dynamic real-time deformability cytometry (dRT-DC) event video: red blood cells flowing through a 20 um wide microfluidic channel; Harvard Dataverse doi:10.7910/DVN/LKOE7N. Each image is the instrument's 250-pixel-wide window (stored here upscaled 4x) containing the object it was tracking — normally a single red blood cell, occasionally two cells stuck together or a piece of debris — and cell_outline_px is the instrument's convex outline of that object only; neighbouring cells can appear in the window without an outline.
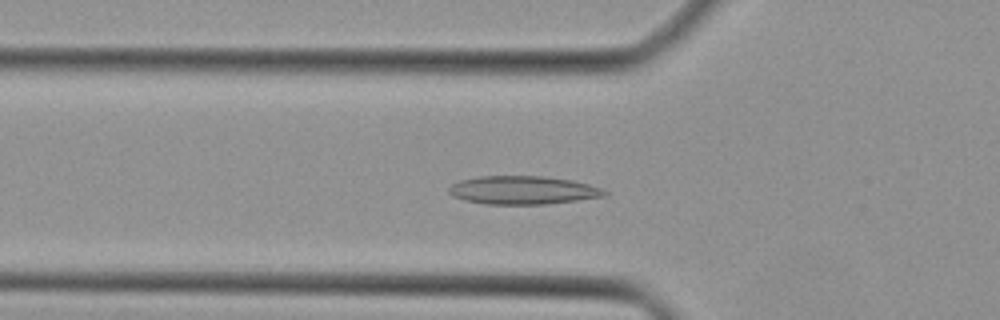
{"species": "Egyptian fruit bat (a non-hibernating species)", "species_latin": "Rousettus aegyptiacus", "temperature_condition": "cold", "stored_images_in_passage": 44, "camera_frame_rate_fps": 3000, "um_per_image_px": 0.085, "animal": {"sex": "female"}, "frame": {"image": 1, "passage_image": 15, "time_ms": 4.667, "image_size_px": [1000, 320], "cell_outline_px": [[608, 196], [544, 204], [484, 204], [464, 200], [452, 196], [448, 192], [448, 188], [452, 184], [460, 180], [480, 176], [544, 176], [572, 180], [604, 188], [608, 192]], "centroid_in_image_um": [44.46, 16.16], "position_along_channel_um": 81.3, "area_um2": 25.84}}
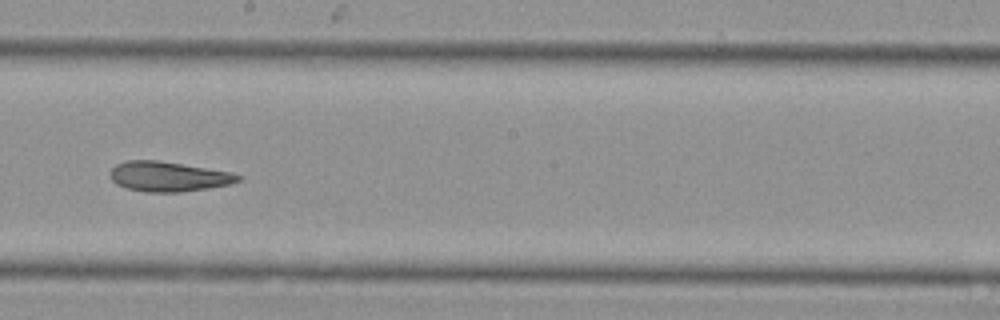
{"frame": {"image": 2, "passage_image": 25, "time_ms": 8.0, "image_size_px": [1000, 320], "cell_outline_px": [[244, 176], [240, 180], [228, 184], [208, 188], [180, 192], [144, 192], [128, 188], [116, 184], [112, 180], [108, 172], [116, 164], [128, 160], [160, 160], [232, 172]], "centroid_in_image_um": [14.3, 14.99], "position_along_channel_um": 233.9, "area_um2": 22.43}}
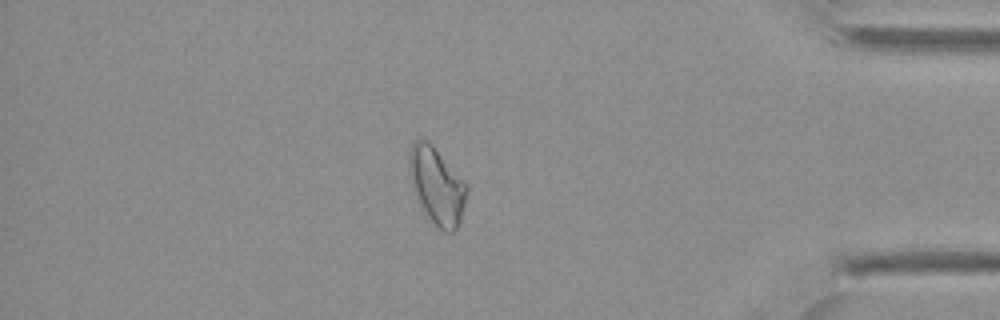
{"frame": {"image": 3, "passage_image": 38, "time_ms": 12.333, "image_size_px": [1000, 320], "cell_outline_px": [[468, 192], [460, 220], [456, 228], [452, 232], [444, 232], [428, 216], [420, 204], [412, 188], [408, 176], [408, 156], [412, 144], [416, 140], [428, 140], [432, 144], [468, 184]], "centroid_in_image_um": [37.12, 15.75], "position_along_channel_um": 398.1, "area_um2": 25.72}}